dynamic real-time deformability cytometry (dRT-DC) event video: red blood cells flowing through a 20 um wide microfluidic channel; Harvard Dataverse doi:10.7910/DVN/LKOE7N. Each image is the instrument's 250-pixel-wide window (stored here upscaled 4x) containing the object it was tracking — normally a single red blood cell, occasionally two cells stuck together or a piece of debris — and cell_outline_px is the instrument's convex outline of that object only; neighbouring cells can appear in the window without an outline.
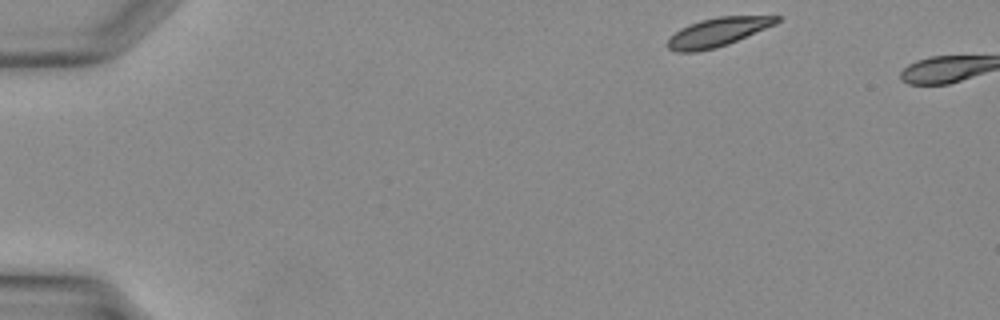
{"species": "Egyptian fruit bat (a non-hibernating species)", "species_latin": "Rousettus aegyptiacus", "temperature_condition": "warm", "stored_images_in_passage": 2, "camera_frame_rate_fps": 3000, "um_per_image_px": 0.085, "animal": {"sex": "female"}, "frame": {"image": 1, "passage_image": 1, "time_ms": 0.0, "image_size_px": [1000, 320], "cell_outline_px": [[780, 20], [776, 24], [728, 44], [716, 48], [696, 52], [680, 52], [668, 48], [668, 40], [680, 28], [688, 24], [700, 20], [720, 16], [780, 16]], "centroid_in_image_um": [61.01, 2.73], "position_along_channel_um": 24.0, "area_um2": 18.09}}